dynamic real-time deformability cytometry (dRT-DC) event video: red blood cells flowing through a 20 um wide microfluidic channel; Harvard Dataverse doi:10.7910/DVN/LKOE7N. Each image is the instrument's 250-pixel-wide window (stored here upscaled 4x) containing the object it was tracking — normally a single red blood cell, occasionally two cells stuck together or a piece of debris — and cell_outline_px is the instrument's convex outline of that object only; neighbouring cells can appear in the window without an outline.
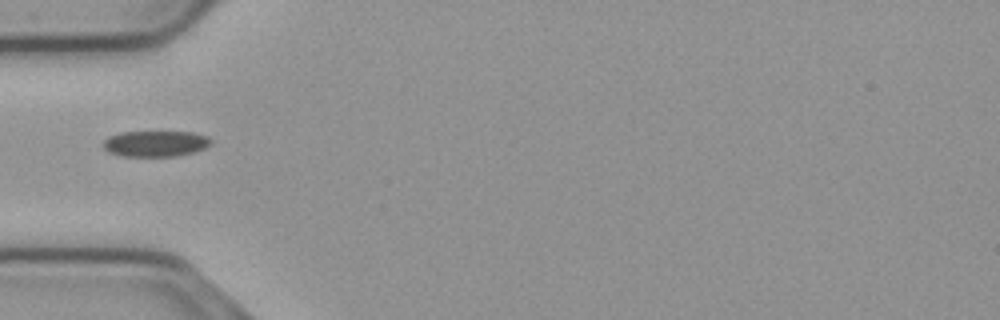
{"species": "common noctule bat (a hibernating species)", "species_latin": "Nyctalus noctula", "temperature_condition": "cold", "stored_images_in_passage": 38, "camera_frame_rate_fps": 3000, "um_per_image_px": 0.085, "animal": {"sex": "male", "body_mass_g": 23.1, "forearm_length_mm": 52.7}, "frame": {"image": 1, "passage_image": 1, "time_ms": 0.0, "image_size_px": [1000, 320], "cell_outline_px": [[212, 144], [204, 148], [192, 152], [176, 156], [124, 156], [108, 152], [104, 148], [104, 140], [108, 136], [120, 132], [192, 132], [208, 136], [212, 140]], "centroid_in_image_um": [13.22, 12.2], "position_along_channel_um": 71.8, "area_um2": 16.24}}
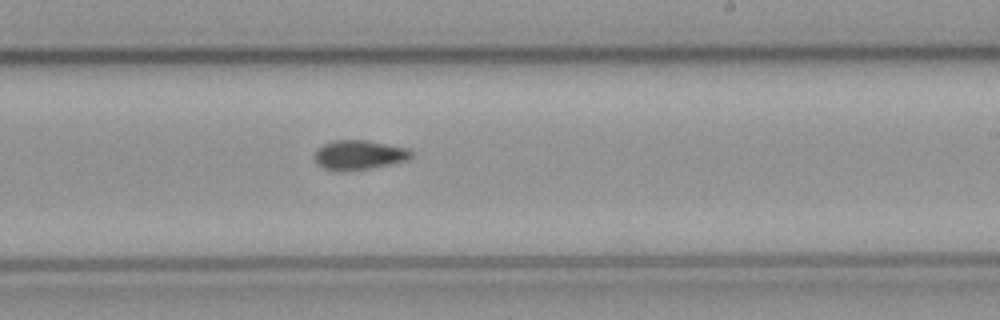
{"frame": {"image": 2, "passage_image": 16, "time_ms": 5.0, "image_size_px": [1000, 320], "cell_outline_px": [[416, 152], [408, 160], [368, 168], [344, 172], [336, 172], [324, 168], [316, 164], [316, 148], [332, 140], [368, 140], [412, 148]], "centroid_in_image_um": [30.56, 13.16], "position_along_channel_um": 258.4, "area_um2": 16.99}}
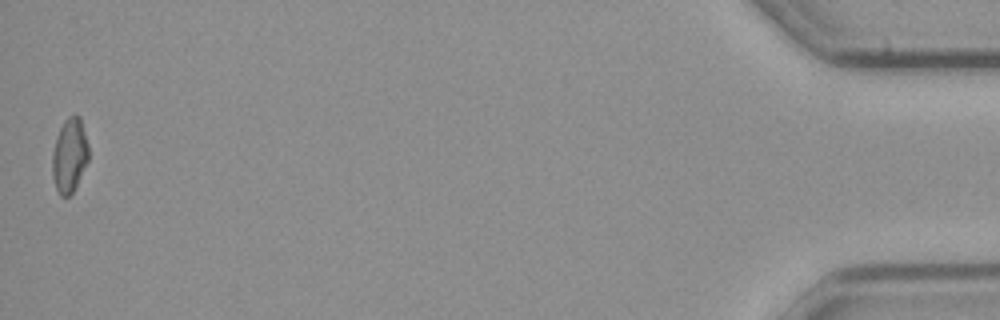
{"frame": {"image": 3, "passage_image": 38, "time_ms": 12.333, "image_size_px": [1000, 320], "cell_outline_px": [[88, 160], [72, 192], [68, 196], [60, 196], [56, 188], [52, 176], [52, 152], [56, 136], [64, 120], [68, 116], [76, 112], [80, 116], [88, 144]], "centroid_in_image_um": [5.89, 13.15], "position_along_channel_um": 429.3, "area_um2": 15.72}}